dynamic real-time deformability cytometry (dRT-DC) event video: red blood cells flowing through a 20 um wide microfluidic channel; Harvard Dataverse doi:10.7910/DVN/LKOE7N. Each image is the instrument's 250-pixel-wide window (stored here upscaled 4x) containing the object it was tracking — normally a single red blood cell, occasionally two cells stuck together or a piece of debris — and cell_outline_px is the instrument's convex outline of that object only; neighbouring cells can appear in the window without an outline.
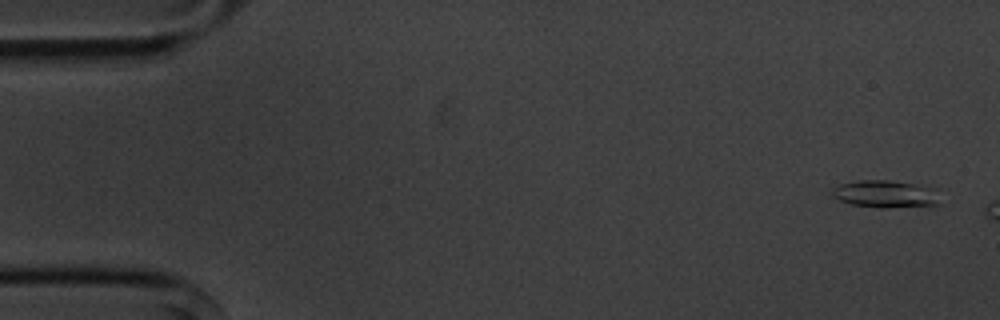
{"species": "common noctule bat (a hibernating species)", "species_latin": "Nyctalus noctula", "temperature_condition": "cold", "stored_images_in_passage": 3, "camera_frame_rate_fps": 3000, "um_per_image_px": 0.085, "animal": {"sex": "male", "body_mass_g": 20.1, "forearm_length_mm": 53.5}, "frame": {"image": 1, "passage_image": 1, "time_ms": 0.0, "image_size_px": [1000, 320], "cell_outline_px": [[940, 204], [880, 208], [852, 204], [840, 200], [832, 196], [832, 188], [840, 184], [860, 180], [888, 180], [936, 188]], "centroid_in_image_um": [75.25, 16.48], "position_along_channel_um": 9.7, "area_um2": 16.99}}